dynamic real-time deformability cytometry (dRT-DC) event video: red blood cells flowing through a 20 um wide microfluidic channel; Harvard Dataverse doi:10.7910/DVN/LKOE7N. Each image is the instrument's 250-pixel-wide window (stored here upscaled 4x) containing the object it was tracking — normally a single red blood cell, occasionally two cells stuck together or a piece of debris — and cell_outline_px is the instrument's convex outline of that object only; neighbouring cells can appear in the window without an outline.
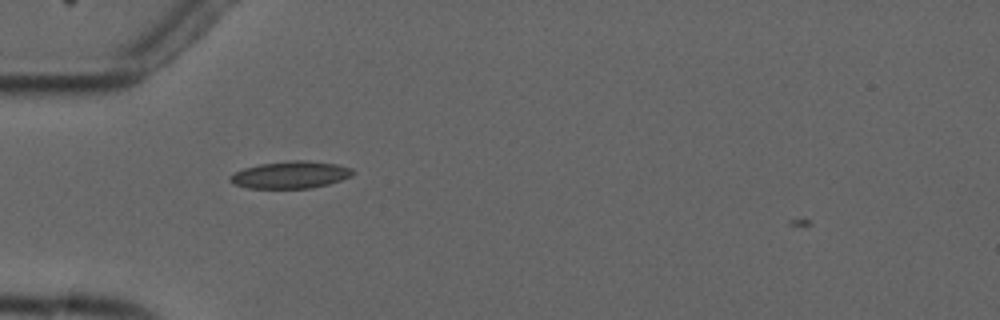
{"species": "common noctule bat (a hibernating species)", "species_latin": "Nyctalus noctula", "temperature_condition": "cold", "stored_images_in_passage": 3, "camera_frame_rate_fps": 3000, "um_per_image_px": 0.085, "animal": {"sex": "male", "forearm_length_mm": 52.5}, "frame": {"image": 1, "passage_image": 2, "time_ms": 1.0, "image_size_px": [1000, 320], "cell_outline_px": [[356, 172], [352, 176], [328, 184], [312, 188], [248, 188], [236, 184], [228, 180], [228, 176], [244, 168], [260, 164], [292, 160], [308, 160], [336, 164], [352, 168]], "centroid_in_image_um": [24.72, 14.85], "position_along_channel_um": 60.3, "area_um2": 19.42}}
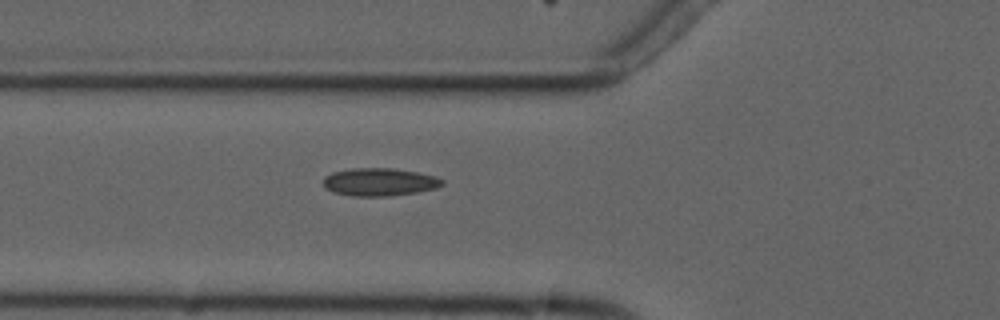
{"frame": {"image": 2, "passage_image": 3, "time_ms": 2.0, "image_size_px": [1000, 320], "cell_outline_px": [[444, 184], [436, 188], [416, 192], [388, 196], [352, 196], [332, 192], [324, 184], [324, 176], [332, 172], [352, 168], [392, 168], [416, 172], [436, 176], [444, 180]], "centroid_in_image_um": [32.26, 15.46], "position_along_channel_um": 93.5, "area_um2": 19.25}}